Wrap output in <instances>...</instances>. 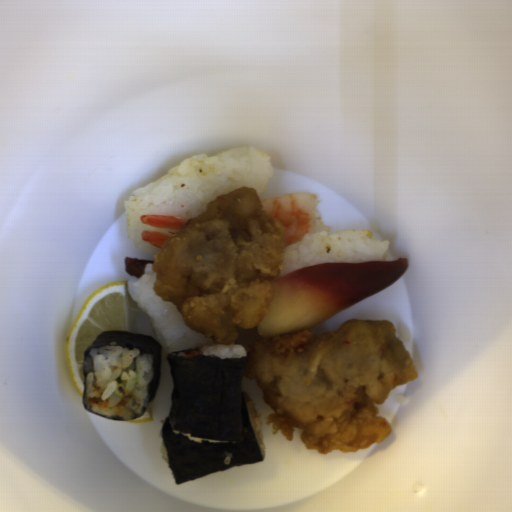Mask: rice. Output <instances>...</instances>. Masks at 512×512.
Wrapping results in <instances>:
<instances>
[{
  "label": "rice",
  "mask_w": 512,
  "mask_h": 512,
  "mask_svg": "<svg viewBox=\"0 0 512 512\" xmlns=\"http://www.w3.org/2000/svg\"><path fill=\"white\" fill-rule=\"evenodd\" d=\"M273 174L267 153L253 146L236 147L208 156L200 153L182 161L163 177L142 185L125 200L127 236L132 244L157 255L156 248L142 239L143 231H156L172 237L179 230L144 225V215H171L197 218L217 196L241 187L255 188L259 198Z\"/></svg>",
  "instance_id": "obj_1"
},
{
  "label": "rice",
  "mask_w": 512,
  "mask_h": 512,
  "mask_svg": "<svg viewBox=\"0 0 512 512\" xmlns=\"http://www.w3.org/2000/svg\"><path fill=\"white\" fill-rule=\"evenodd\" d=\"M86 384L82 403L87 410L105 418L129 420L138 418L148 407V387L153 379V355L141 354L138 349L121 347L117 341H111L91 348L85 361ZM120 377L123 383L114 379ZM100 386L99 391L94 385ZM97 397L108 401L109 407L90 405L88 399ZM128 402L125 407L117 408L121 400Z\"/></svg>",
  "instance_id": "obj_2"
},
{
  "label": "rice",
  "mask_w": 512,
  "mask_h": 512,
  "mask_svg": "<svg viewBox=\"0 0 512 512\" xmlns=\"http://www.w3.org/2000/svg\"><path fill=\"white\" fill-rule=\"evenodd\" d=\"M373 237L371 231L361 229L308 233L301 242L284 249L277 278L321 263L385 262L390 241H377Z\"/></svg>",
  "instance_id": "obj_3"
},
{
  "label": "rice",
  "mask_w": 512,
  "mask_h": 512,
  "mask_svg": "<svg viewBox=\"0 0 512 512\" xmlns=\"http://www.w3.org/2000/svg\"><path fill=\"white\" fill-rule=\"evenodd\" d=\"M157 280L154 264L145 265L140 278L127 281V294L152 320L161 351L170 354L173 351H186L215 345L202 333L190 330L184 323L181 313L173 302L162 301L154 290Z\"/></svg>",
  "instance_id": "obj_4"
},
{
  "label": "rice",
  "mask_w": 512,
  "mask_h": 512,
  "mask_svg": "<svg viewBox=\"0 0 512 512\" xmlns=\"http://www.w3.org/2000/svg\"><path fill=\"white\" fill-rule=\"evenodd\" d=\"M201 354L204 357L237 360L246 357L247 351L243 344H207L202 347Z\"/></svg>",
  "instance_id": "obj_5"
},
{
  "label": "rice",
  "mask_w": 512,
  "mask_h": 512,
  "mask_svg": "<svg viewBox=\"0 0 512 512\" xmlns=\"http://www.w3.org/2000/svg\"><path fill=\"white\" fill-rule=\"evenodd\" d=\"M245 406L247 408L249 421L251 427L253 429L254 435L256 437L257 443L260 448L262 459H266V451H265V443H264V429H263V420L261 418L260 413L257 412L255 402L250 397L249 394L245 395L244 398Z\"/></svg>",
  "instance_id": "obj_6"
},
{
  "label": "rice",
  "mask_w": 512,
  "mask_h": 512,
  "mask_svg": "<svg viewBox=\"0 0 512 512\" xmlns=\"http://www.w3.org/2000/svg\"><path fill=\"white\" fill-rule=\"evenodd\" d=\"M173 434H176V435H183L184 437H186L187 439H189L190 441H193L195 443H202V442H208L210 444H235L237 443L236 441H217V440H212V439H206V438H201V437H197V436H193L191 435L189 432H182V431H179V430H173L172 432Z\"/></svg>",
  "instance_id": "obj_7"
},
{
  "label": "rice",
  "mask_w": 512,
  "mask_h": 512,
  "mask_svg": "<svg viewBox=\"0 0 512 512\" xmlns=\"http://www.w3.org/2000/svg\"><path fill=\"white\" fill-rule=\"evenodd\" d=\"M164 422H165V419H160V424H161V428H160V431H159V434H158V439L160 441V445H159V451L161 453V458L168 462L169 463V458H168V453L165 449V445H164V440H163V427H164Z\"/></svg>",
  "instance_id": "obj_8"
},
{
  "label": "rice",
  "mask_w": 512,
  "mask_h": 512,
  "mask_svg": "<svg viewBox=\"0 0 512 512\" xmlns=\"http://www.w3.org/2000/svg\"><path fill=\"white\" fill-rule=\"evenodd\" d=\"M225 459L223 461L224 465L227 466V465H230L232 459L234 458V455L233 453H229V452H225Z\"/></svg>",
  "instance_id": "obj_9"
},
{
  "label": "rice",
  "mask_w": 512,
  "mask_h": 512,
  "mask_svg": "<svg viewBox=\"0 0 512 512\" xmlns=\"http://www.w3.org/2000/svg\"><path fill=\"white\" fill-rule=\"evenodd\" d=\"M177 357H178V358H180V357H186V356H185V353H184V352H179V353H178V355H177Z\"/></svg>",
  "instance_id": "obj_10"
}]
</instances>
